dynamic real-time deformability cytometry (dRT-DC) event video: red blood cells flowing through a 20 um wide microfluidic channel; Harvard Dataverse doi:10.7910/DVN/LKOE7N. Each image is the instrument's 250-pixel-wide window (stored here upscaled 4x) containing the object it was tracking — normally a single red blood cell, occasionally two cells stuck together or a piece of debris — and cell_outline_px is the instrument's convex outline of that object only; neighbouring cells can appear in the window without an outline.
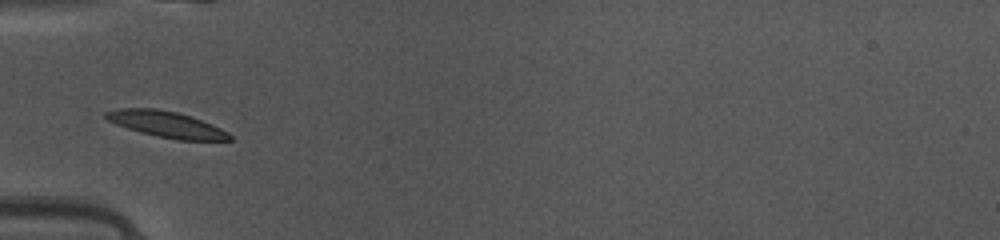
{"species": "common noctule bat (a hibernating species)", "species_latin": "Nyctalus noctula", "temperature_condition": "warm", "stored_images_in_passage": 29, "camera_frame_rate_fps": 3000, "um_per_image_px": 0.085, "animal": {"sex": "female", "body_mass_g": 10.0, "forearm_length_mm": 53.1}, "frame": {"image": 1, "passage_image": 1, "time_ms": 0.0, "image_size_px": [1000, 240], "cell_outline_px": [[232, 140], [176, 140], [140, 132], [116, 124], [108, 120], [104, 116], [104, 112], [120, 108], [156, 108], [176, 112], [192, 116], [212, 124], [228, 132], [232, 136]], "centroid_in_image_um": [14.16, 10.56], "position_along_channel_um": 70.8, "area_um2": 18.79}}
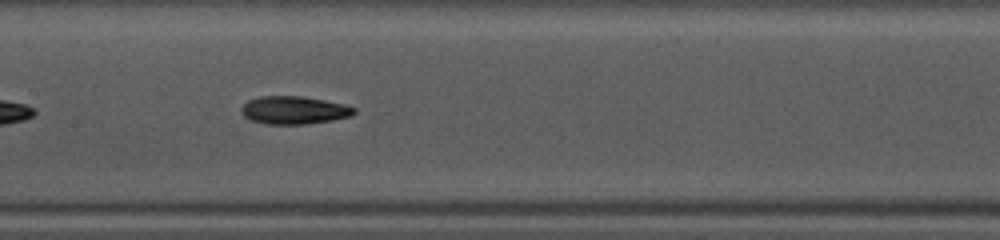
{"frame": {"image": 2, "passage_image": 9, "time_ms": 2.667, "image_size_px": [1000, 240], "cell_outline_px": [[356, 112], [352, 116], [332, 120], [308, 124], [268, 124], [248, 120], [240, 112], [240, 108], [248, 100], [260, 96], [300, 96], [324, 100], [344, 104], [356, 108]], "centroid_in_image_um": [24.98, 9.37], "position_along_channel_um": 182.4, "area_um2": 18.5}}
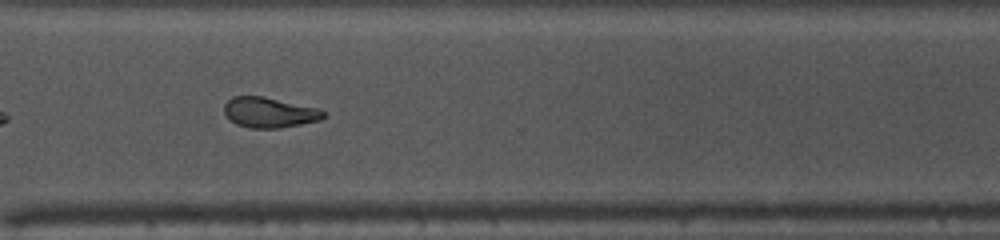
{"frame": {"image": 3, "passage_image": 21, "time_ms": 6.667, "image_size_px": [1000, 240], "cell_outline_px": [[324, 116], [320, 120], [280, 128], [248, 128], [236, 124], [224, 112], [224, 104], [232, 96], [264, 96], [320, 108], [324, 112]], "centroid_in_image_um": [22.9, 9.55], "position_along_channel_um": 347.7, "area_um2": 17.57}, "authors_computed_cell_mechanics": {"area_um2": 17.918, "velocity_mm_per_s": 4.1453, "shape_relaxation_time_tau1_ms": 4.2771, "shape_relaxation_time_tau2_ms": null, "deformation_change_tau1": 0.1587, "deformation_change_tau2": null}}